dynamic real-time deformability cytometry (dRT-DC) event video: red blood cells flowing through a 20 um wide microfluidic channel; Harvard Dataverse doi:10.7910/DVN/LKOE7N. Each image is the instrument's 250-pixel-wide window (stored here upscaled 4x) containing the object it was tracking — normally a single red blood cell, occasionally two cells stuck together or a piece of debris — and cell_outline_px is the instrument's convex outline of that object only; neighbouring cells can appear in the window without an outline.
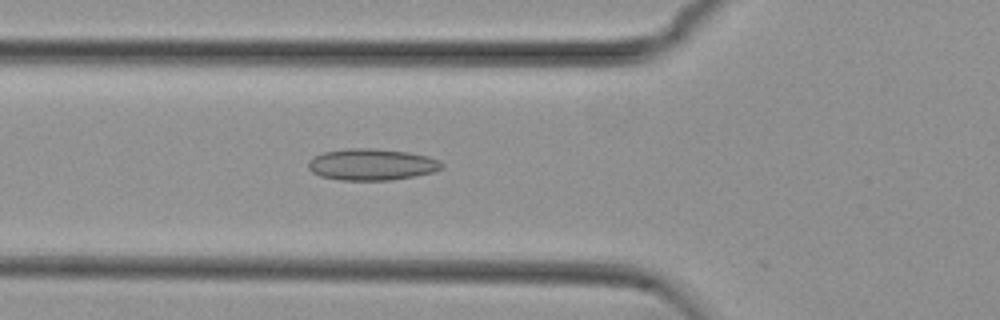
{"species": "common noctule bat (a hibernating species)", "species_latin": "Nyctalus noctula", "temperature_condition": "cold", "stored_images_in_passage": 52, "camera_frame_rate_fps": 3000, "um_per_image_px": 0.085, "animal": {"sex": "female", "body_mass_g": 29.2, "forearm_length_mm": 56.3}, "frame": {"image": 1, "passage_image": 17, "time_ms": 5.333, "image_size_px": [1000, 320], "cell_outline_px": [[444, 168], [436, 172], [416, 176], [392, 180], [340, 180], [320, 176], [312, 172], [308, 168], [308, 160], [312, 156], [324, 152], [348, 148], [376, 148], [408, 152], [428, 156], [440, 160], [444, 164]], "centroid_in_image_um": [31.63, 13.98], "position_along_channel_um": 94.2, "area_um2": 24.97}}
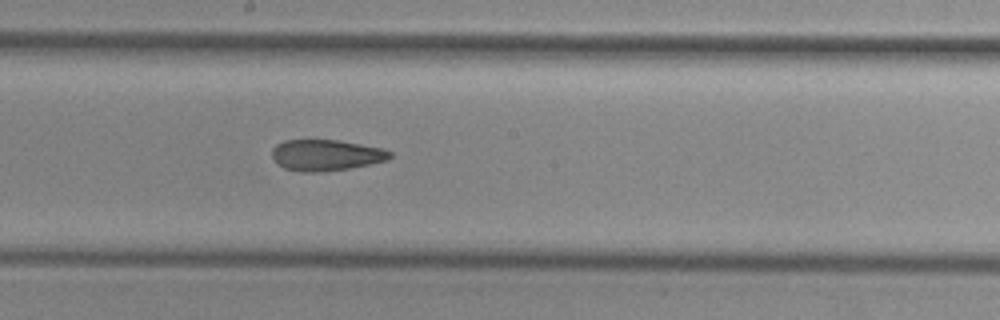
{"frame": {"image": 2, "passage_image": 27, "time_ms": 8.667, "image_size_px": [1000, 320], "cell_outline_px": [[392, 156], [388, 160], [348, 168], [320, 172], [304, 172], [284, 168], [276, 164], [272, 156], [272, 148], [276, 144], [284, 140], [336, 140], [384, 148], [392, 152]], "centroid_in_image_um": [27.69, 13.18], "position_along_channel_um": 220.5, "area_um2": 21.39}}
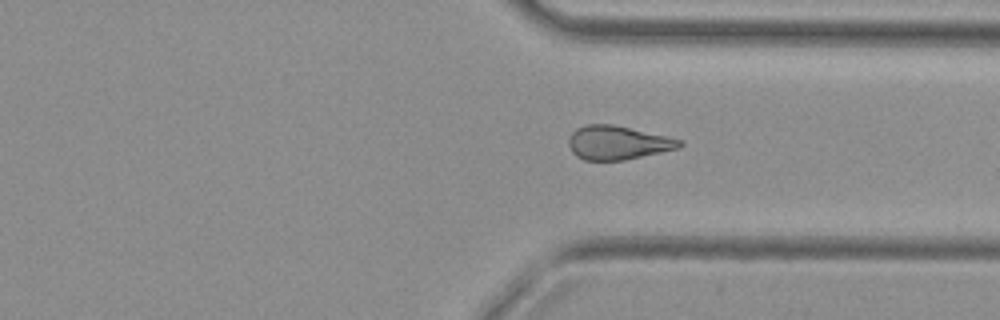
{"frame": {"image": 3, "passage_image": 38, "time_ms": 12.333, "image_size_px": [1000, 320], "cell_outline_px": [[684, 144], [680, 148], [624, 160], [584, 160], [576, 156], [572, 152], [568, 144], [568, 140], [572, 132], [576, 128], [584, 124], [612, 124], [668, 136], [684, 140]], "centroid_in_image_um": [52.52, 12.12], "position_along_channel_um": 358.9, "area_um2": 22.02}, "authors_computed_cell_mechanics": {"area_um2": 22.6865, "velocity_mm_per_s": 3.7695, "shape_relaxation_time_tau1_ms": null, "shape_relaxation_time_tau2_ms": 4.6168, "deformation_change_tau1": null, "deformation_change_tau2": 0.1379}}